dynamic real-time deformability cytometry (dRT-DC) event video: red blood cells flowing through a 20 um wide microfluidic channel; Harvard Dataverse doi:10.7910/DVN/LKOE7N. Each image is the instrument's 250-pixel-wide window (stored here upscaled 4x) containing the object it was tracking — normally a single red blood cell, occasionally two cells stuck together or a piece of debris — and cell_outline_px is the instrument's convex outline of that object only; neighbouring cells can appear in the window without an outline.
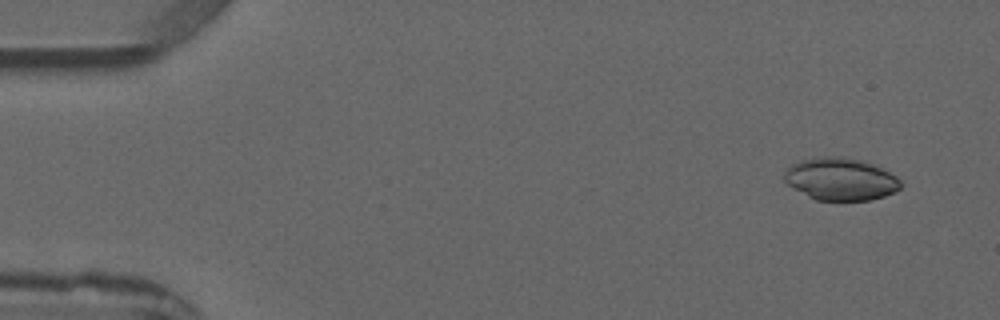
{"species": "common noctule bat (a hibernating species)", "species_latin": "Nyctalus noctula", "temperature_condition": "warm", "stored_images_in_passage": 4, "camera_frame_rate_fps": 3000, "um_per_image_px": 0.085, "animal": {"sex": "male", "forearm_length_mm": 52.5}, "frame": {"image": 1, "passage_image": 1, "time_ms": 0.0, "image_size_px": [1000, 320], "cell_outline_px": [[904, 184], [896, 192], [872, 200], [816, 200], [792, 188], [784, 180], [784, 172], [792, 164], [800, 160], [820, 156], [840, 156], [864, 160], [876, 164], [896, 176]], "centroid_in_image_um": [71.48, 15.21], "position_along_channel_um": 13.5, "area_um2": 29.19}}